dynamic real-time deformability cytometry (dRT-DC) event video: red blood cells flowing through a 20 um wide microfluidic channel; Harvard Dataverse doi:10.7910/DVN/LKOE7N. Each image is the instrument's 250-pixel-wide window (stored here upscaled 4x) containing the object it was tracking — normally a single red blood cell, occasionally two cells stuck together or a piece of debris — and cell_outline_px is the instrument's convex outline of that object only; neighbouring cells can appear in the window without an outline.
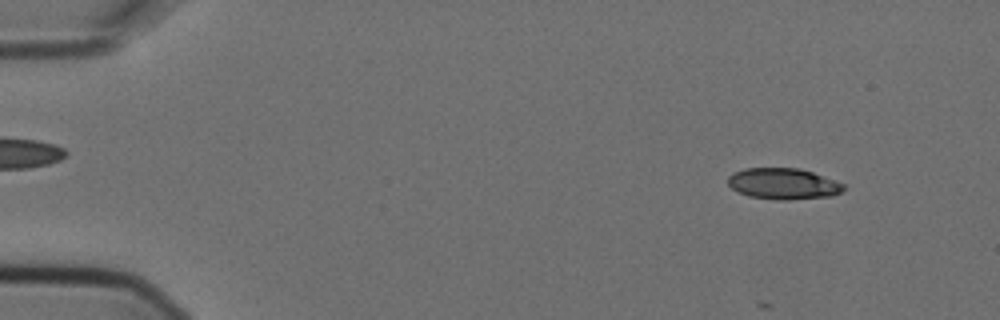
{"species": "Egyptian fruit bat (a non-hibernating species)", "species_latin": "Rousettus aegyptiacus", "temperature_condition": "cold", "stored_images_in_passage": 4, "camera_frame_rate_fps": 3000, "um_per_image_px": 0.085, "animal": {"sex": "female"}, "frame": {"image": 1, "passage_image": 1, "time_ms": 0.0, "image_size_px": [1000, 320], "cell_outline_px": [[844, 188], [840, 192], [832, 196], [788, 200], [780, 200], [748, 196], [736, 192], [728, 184], [728, 176], [732, 172], [744, 168], [800, 168], [812, 172], [844, 184]], "centroid_in_image_um": [66.53, 15.62], "position_along_channel_um": 18.5, "area_um2": 21.04}}